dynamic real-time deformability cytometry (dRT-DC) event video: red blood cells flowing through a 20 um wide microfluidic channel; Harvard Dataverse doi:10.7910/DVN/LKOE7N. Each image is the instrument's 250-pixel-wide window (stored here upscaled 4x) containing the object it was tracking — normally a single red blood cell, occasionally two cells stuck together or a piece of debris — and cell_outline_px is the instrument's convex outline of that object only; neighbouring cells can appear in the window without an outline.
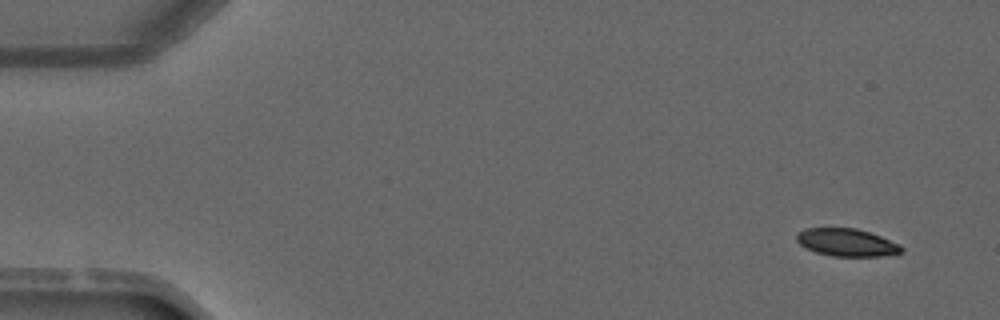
{"species": "common noctule bat (a hibernating species)", "species_latin": "Nyctalus noctula", "temperature_condition": "warm", "stored_images_in_passage": 5, "camera_frame_rate_fps": 3000, "um_per_image_px": 0.085, "animal": {"sex": "male", "forearm_length_mm": 52.5}, "frame": {"image": 1, "passage_image": 1, "time_ms": 0.0, "image_size_px": [1000, 320], "cell_outline_px": [[904, 252], [880, 256], [832, 256], [816, 252], [804, 248], [796, 240], [796, 232], [804, 228], [856, 228], [880, 236], [900, 244], [904, 248]], "centroid_in_image_um": [71.95, 20.61], "position_along_channel_um": 13.1, "area_um2": 16.99}}
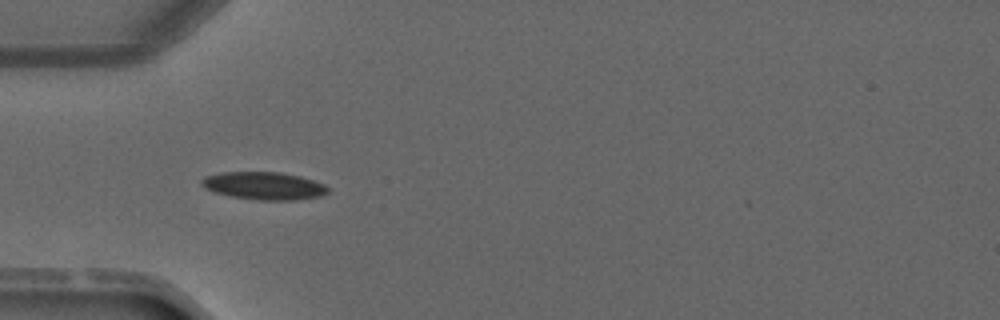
{"frame": {"image": 2, "passage_image": 4, "time_ms": 3.667, "image_size_px": [1000, 320], "cell_outline_px": [[328, 192], [320, 196], [296, 200], [260, 200], [232, 196], [216, 192], [204, 188], [200, 184], [200, 180], [204, 176], [220, 172], [280, 172], [300, 176], [324, 184], [328, 188]], "centroid_in_image_um": [22.41, 15.78], "position_along_channel_um": 62.6, "area_um2": 20.35}}
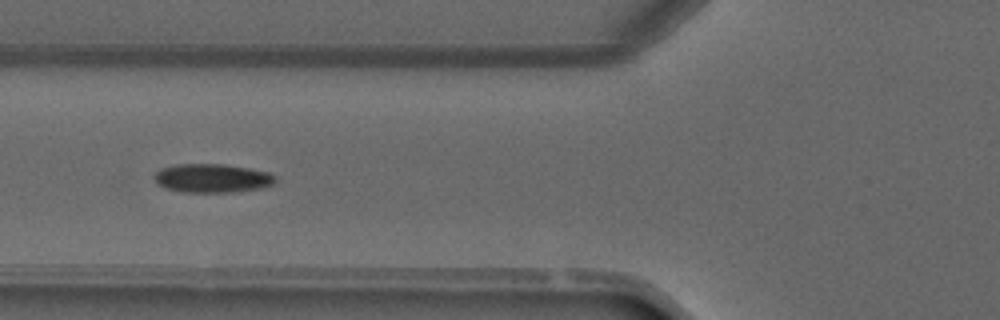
{"frame": {"image": 3, "passage_image": 5, "time_ms": 4.667, "image_size_px": [1000, 320], "cell_outline_px": [[276, 180], [272, 184], [260, 188], [232, 192], [180, 192], [164, 188], [156, 184], [152, 176], [160, 168], [176, 164], [224, 164], [248, 168], [268, 172], [276, 176]], "centroid_in_image_um": [17.97, 15.15], "position_along_channel_um": 107.8, "area_um2": 20.46}}